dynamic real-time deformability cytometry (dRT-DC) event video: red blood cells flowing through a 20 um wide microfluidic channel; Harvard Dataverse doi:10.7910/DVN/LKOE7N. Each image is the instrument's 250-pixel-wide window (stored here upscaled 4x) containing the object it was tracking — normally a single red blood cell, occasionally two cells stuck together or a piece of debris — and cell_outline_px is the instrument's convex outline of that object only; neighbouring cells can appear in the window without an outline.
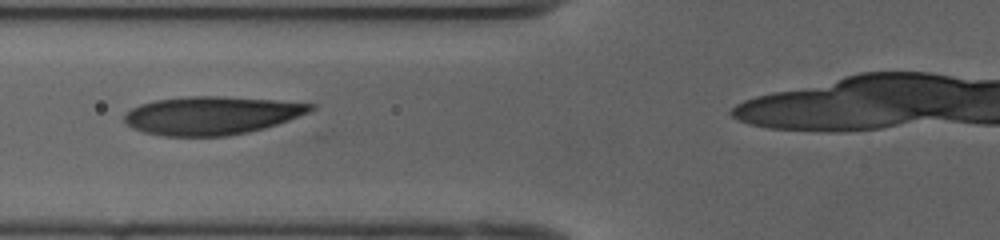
{"species": "human", "species_latin": "Homo sapiens", "temperature_condition": "cold", "stored_images_in_passage": 38, "camera_frame_rate_fps": 3000, "um_per_image_px": 0.085, "donor": {"sex": "female"}, "frame": {"image": 1, "passage_image": 13, "time_ms": 4.0, "image_size_px": [1000, 240], "cell_outline_px": [[316, 108], [308, 112], [288, 120], [264, 128], [248, 132], [228, 136], [164, 136], [144, 132], [132, 128], [124, 120], [124, 116], [132, 108], [140, 104], [156, 100], [188, 96], [220, 96], [272, 100], [316, 104]], "centroid_in_image_um": [17.97, 9.81], "position_along_channel_um": 107.8, "area_um2": 41.21}}
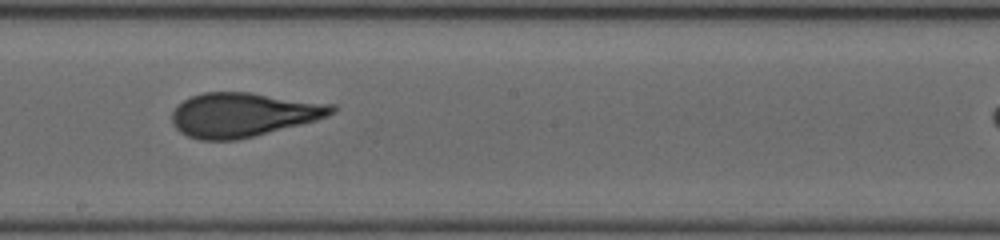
{"frame": {"image": 2, "passage_image": 22, "time_ms": 7.0, "image_size_px": [1000, 240], "cell_outline_px": [[336, 112], [328, 116], [316, 120], [236, 140], [200, 140], [188, 136], [180, 132], [172, 124], [172, 112], [184, 100], [192, 96], [204, 92], [248, 92], [336, 104]], "centroid_in_image_um": [20.68, 9.74], "position_along_channel_um": 227.5, "area_um2": 40.92}}
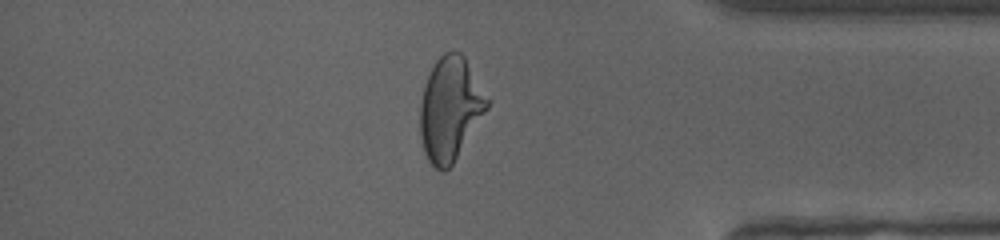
{"frame": {"image": 3, "passage_image": 36, "time_ms": 11.667, "image_size_px": [1000, 240], "cell_outline_px": [[492, 100], [488, 108], [452, 164], [444, 172], [440, 172], [428, 160], [424, 152], [420, 136], [420, 104], [424, 84], [436, 60], [444, 52], [460, 52], [464, 56]], "centroid_in_image_um": [38.28, 9.24], "position_along_channel_um": 396.9, "area_um2": 40.58}}